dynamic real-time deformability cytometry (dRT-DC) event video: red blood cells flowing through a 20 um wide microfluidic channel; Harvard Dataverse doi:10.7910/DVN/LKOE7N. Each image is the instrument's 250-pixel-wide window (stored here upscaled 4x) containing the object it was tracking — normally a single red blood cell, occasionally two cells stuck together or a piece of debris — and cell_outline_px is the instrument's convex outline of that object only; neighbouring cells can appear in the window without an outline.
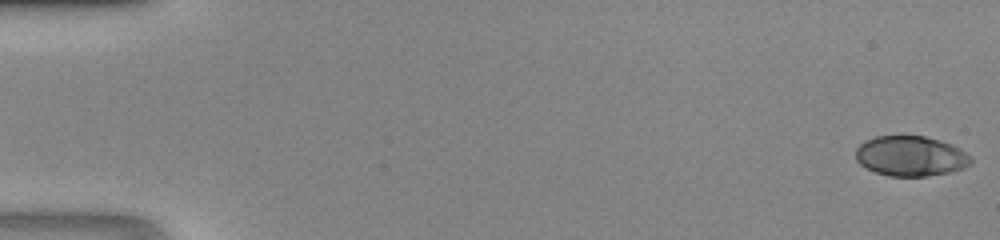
{"species": "human", "species_latin": "Homo sapiens", "temperature_condition": "room temperature", "stored_images_in_passage": 47, "camera_frame_rate_fps": 3000, "um_per_image_px": 0.085, "donor": {"sex": "male"}, "frame": {"image": 1, "passage_image": 1, "time_ms": 0.0, "image_size_px": [1000, 240], "cell_outline_px": [[972, 164], [964, 168], [948, 172], [928, 176], [888, 176], [876, 172], [860, 164], [856, 160], [856, 148], [864, 140], [876, 136], [924, 136], [948, 144], [972, 156]], "centroid_in_image_um": [77.38, 13.27], "position_along_channel_um": 7.6, "area_um2": 26.7}}
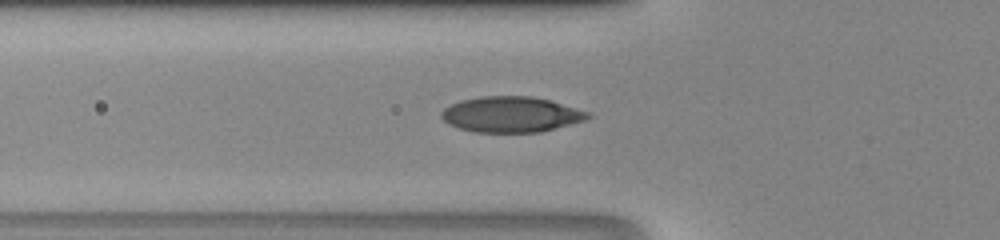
{"frame": {"image": 2, "passage_image": 18, "time_ms": 5.667, "image_size_px": [1000, 240], "cell_outline_px": [[592, 116], [584, 120], [540, 132], [476, 132], [460, 128], [448, 124], [440, 116], [440, 112], [444, 108], [460, 100], [480, 96], [532, 96], [548, 100], [588, 112]], "centroid_in_image_um": [43.39, 9.72], "position_along_channel_um": 82.4, "area_um2": 30.11}}
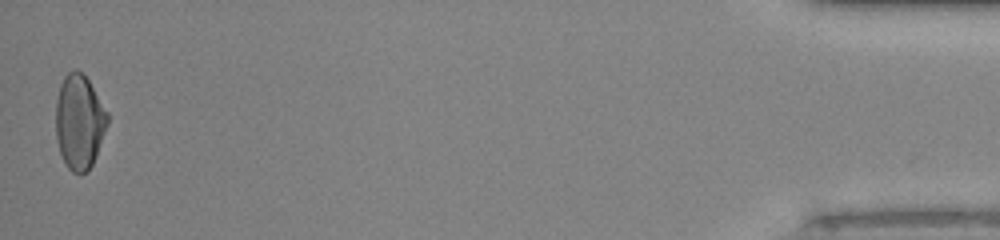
{"frame": {"image": 3, "passage_image": 47, "time_ms": 15.333, "image_size_px": [1000, 240], "cell_outline_px": [[108, 124], [96, 156], [92, 164], [84, 172], [72, 172], [68, 168], [60, 152], [56, 136], [56, 100], [60, 84], [64, 76], [68, 72], [76, 68], [88, 80], [108, 112]], "centroid_in_image_um": [6.74, 10.33], "position_along_channel_um": 428.5, "area_um2": 28.26}}